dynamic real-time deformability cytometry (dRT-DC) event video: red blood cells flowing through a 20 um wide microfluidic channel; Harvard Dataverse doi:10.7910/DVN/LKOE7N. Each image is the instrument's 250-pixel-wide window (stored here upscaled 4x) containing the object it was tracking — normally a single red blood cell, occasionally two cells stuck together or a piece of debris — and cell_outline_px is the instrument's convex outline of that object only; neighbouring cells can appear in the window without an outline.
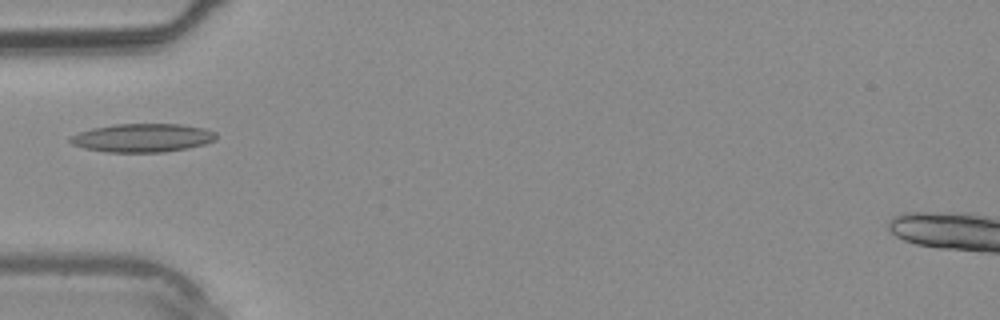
{"species": "common noctule bat (a hibernating species)", "species_latin": "Nyctalus noctula", "temperature_condition": "warm", "stored_images_in_passage": 2, "camera_frame_rate_fps": 3000, "um_per_image_px": 0.085, "animal": {"sex": "male", "body_mass_g": 20.4}, "frame": {"image": 1, "passage_image": 2, "time_ms": 1.333, "image_size_px": [1000, 320], "cell_outline_px": [[216, 140], [204, 144], [188, 148], [164, 152], [108, 152], [84, 148], [72, 144], [68, 140], [68, 136], [92, 128], [116, 124], [180, 124], [204, 128], [216, 132]], "centroid_in_image_um": [12.11, 11.71], "position_along_channel_um": 72.9, "area_um2": 24.28}}